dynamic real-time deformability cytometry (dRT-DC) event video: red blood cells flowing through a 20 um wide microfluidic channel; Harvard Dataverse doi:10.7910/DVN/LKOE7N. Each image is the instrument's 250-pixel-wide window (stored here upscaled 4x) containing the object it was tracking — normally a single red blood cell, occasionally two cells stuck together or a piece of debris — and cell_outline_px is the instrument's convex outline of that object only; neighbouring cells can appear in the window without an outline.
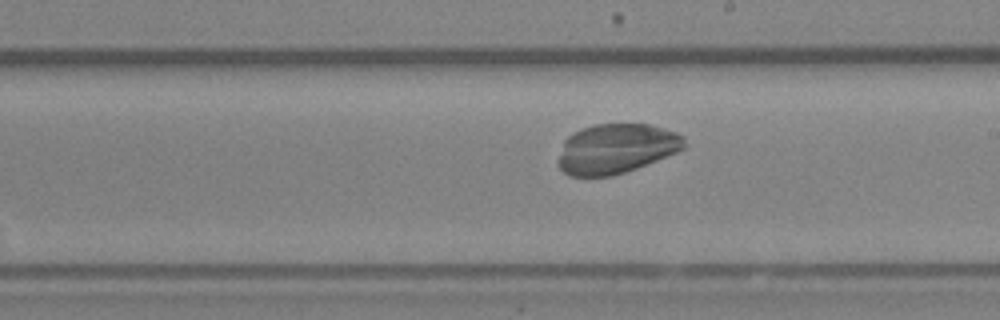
{"species": "Egyptian fruit bat (a non-hibernating species)", "species_latin": "Rousettus aegyptiacus", "temperature_condition": "room temperature", "stored_images_in_passage": 46, "camera_frame_rate_fps": 3000, "um_per_image_px": 0.085, "animal": {"sex": "female"}, "frame": {"image": 1, "passage_image": 28, "time_ms": 9.0, "image_size_px": [1000, 320], "cell_outline_px": [[688, 144], [684, 148], [676, 152], [636, 168], [612, 176], [568, 176], [556, 164], [564, 140], [572, 132], [580, 128], [596, 124], [648, 124], [664, 128], [676, 132], [684, 136]], "centroid_in_image_um": [52.36, 12.63], "position_along_channel_um": 236.6, "area_um2": 36.7}}
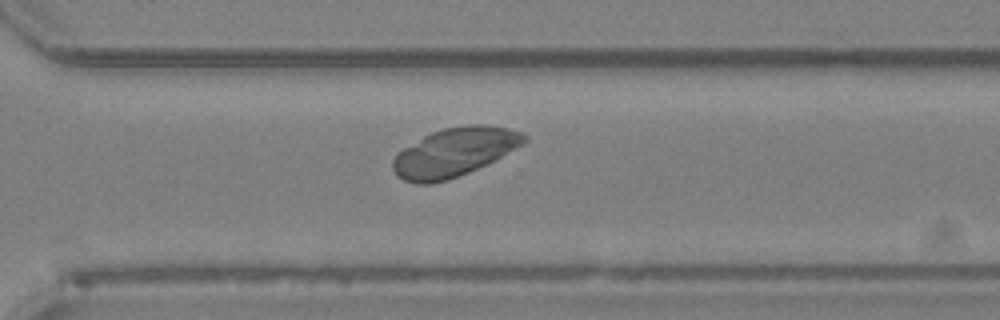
{"frame": {"image": 2, "passage_image": 35, "time_ms": 11.333, "image_size_px": [1000, 320], "cell_outline_px": [[528, 140], [524, 144], [468, 172], [448, 180], [428, 184], [416, 184], [404, 180], [396, 176], [392, 168], [392, 160], [396, 152], [424, 136], [432, 132], [444, 128], [468, 124], [488, 124], [508, 128], [524, 132], [528, 136]], "centroid_in_image_um": [38.6, 12.92], "position_along_channel_um": 332.0, "area_um2": 37.22}}
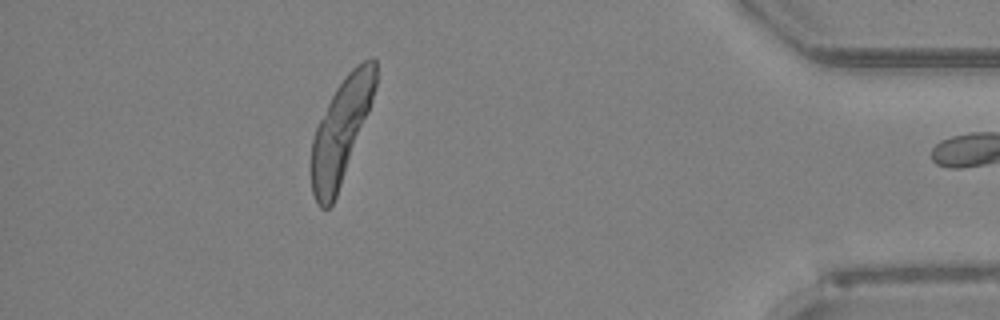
{"frame": {"image": 3, "passage_image": 44, "time_ms": 14.333, "image_size_px": [1000, 320], "cell_outline_px": [[376, 84], [372, 100], [368, 112], [336, 196], [332, 204], [328, 208], [320, 208], [316, 204], [312, 192], [312, 140], [316, 124], [336, 88], [344, 76], [356, 64], [372, 56], [376, 60]], "centroid_in_image_um": [28.97, 11.08], "position_along_channel_um": 406.2, "area_um2": 38.21}}